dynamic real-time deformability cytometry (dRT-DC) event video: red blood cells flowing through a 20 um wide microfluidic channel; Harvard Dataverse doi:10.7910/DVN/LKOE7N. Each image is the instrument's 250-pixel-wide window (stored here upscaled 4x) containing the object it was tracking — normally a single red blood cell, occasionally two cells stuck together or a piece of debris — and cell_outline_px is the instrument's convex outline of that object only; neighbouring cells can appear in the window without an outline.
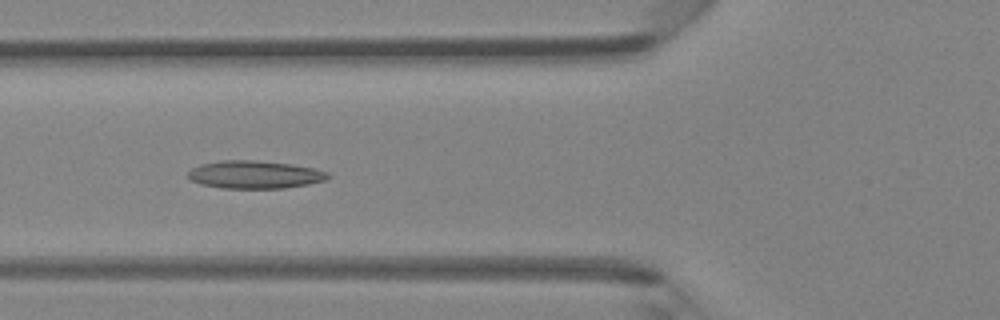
{"species": "Egyptian fruit bat (a non-hibernating species)", "species_latin": "Rousettus aegyptiacus", "temperature_condition": "room temperature", "stored_images_in_passage": 6, "camera_frame_rate_fps": 3000, "um_per_image_px": 0.085, "animal": {"sex": "female"}, "frame": {"image": 1, "passage_image": 6, "time_ms": 5.667, "image_size_px": [1000, 320], "cell_outline_px": [[332, 176], [324, 180], [308, 184], [284, 188], [220, 188], [200, 184], [192, 180], [188, 176], [188, 172], [192, 168], [200, 164], [220, 160], [256, 160], [292, 164], [312, 168], [328, 172]], "centroid_in_image_um": [21.64, 14.84], "position_along_channel_um": 104.2, "area_um2": 22.72}}